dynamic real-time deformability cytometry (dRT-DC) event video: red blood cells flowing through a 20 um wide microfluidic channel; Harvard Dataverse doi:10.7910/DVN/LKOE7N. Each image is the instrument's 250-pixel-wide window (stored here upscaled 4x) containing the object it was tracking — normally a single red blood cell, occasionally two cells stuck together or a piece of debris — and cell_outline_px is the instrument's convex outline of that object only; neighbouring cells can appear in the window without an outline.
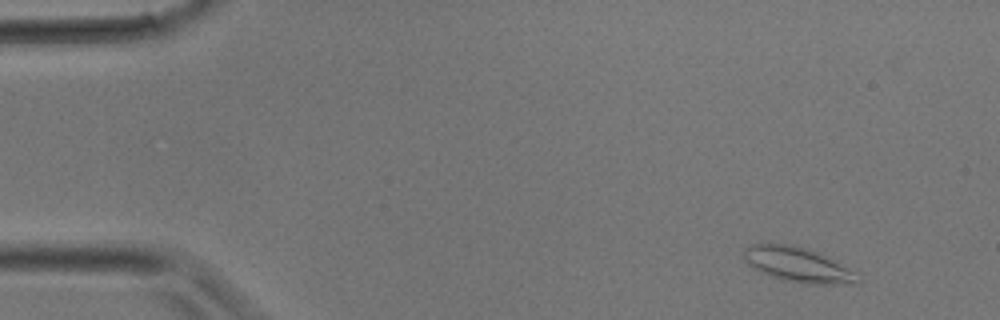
{"species": "common noctule bat (a hibernating species)", "species_latin": "Nyctalus noctula", "temperature_condition": "room temperature", "stored_images_in_passage": 4, "camera_frame_rate_fps": 3000, "um_per_image_px": 0.085, "animal": {"sex": "male", "body_mass_g": 17.9}, "frame": {"image": 1, "passage_image": 1, "time_ms": 0.0, "image_size_px": [1000, 320], "cell_outline_px": [[860, 284], [812, 284], [784, 280], [772, 276], [752, 268], [744, 260], [744, 248], [752, 244], [792, 244], [808, 248], [820, 252], [860, 272]], "centroid_in_image_um": [67.93, 22.5], "position_along_channel_um": 17.1, "area_um2": 23.64}}
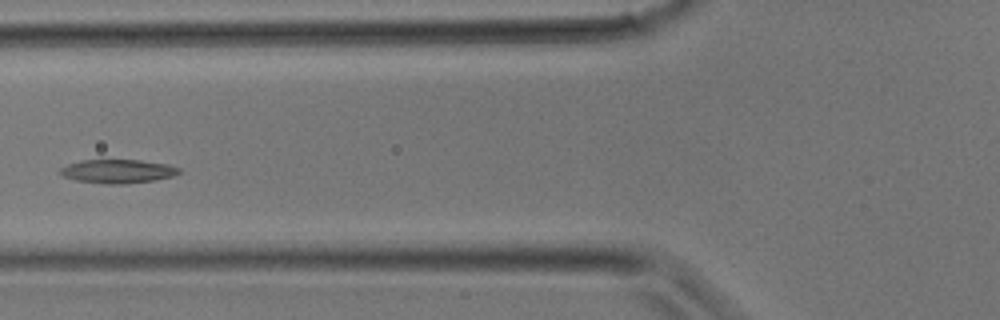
{"frame": {"image": 2, "passage_image": 4, "time_ms": 1.0, "image_size_px": [1000, 320], "cell_outline_px": [[180, 172], [172, 176], [152, 180], [124, 184], [108, 184], [76, 180], [64, 176], [60, 172], [60, 168], [68, 164], [80, 160], [140, 160], [168, 164], [180, 168]], "centroid_in_image_um": [10.01, 14.55], "position_along_channel_um": 115.8, "area_um2": 16.24}}